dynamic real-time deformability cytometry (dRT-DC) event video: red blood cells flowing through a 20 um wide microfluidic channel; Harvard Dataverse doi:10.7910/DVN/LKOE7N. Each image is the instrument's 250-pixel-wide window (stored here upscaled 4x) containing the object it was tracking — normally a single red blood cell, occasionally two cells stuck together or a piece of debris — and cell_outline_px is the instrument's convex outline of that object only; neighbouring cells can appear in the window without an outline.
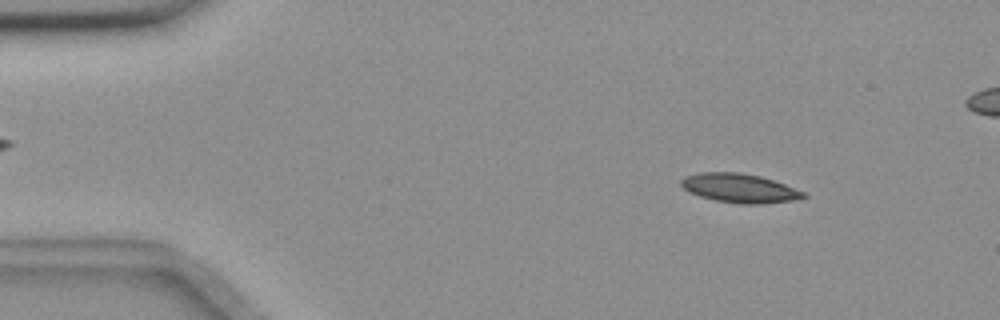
{"species": "common noctule bat (a hibernating species)", "species_latin": "Nyctalus noctula", "temperature_condition": "room temperature", "stored_images_in_passage": 6, "camera_frame_rate_fps": 3000, "um_per_image_px": 0.085, "animal": {"sex": "female", "body_mass_g": 18.4}, "frame": {"image": 1, "passage_image": 2, "time_ms": 1.0, "image_size_px": [1000, 320], "cell_outline_px": [[808, 196], [792, 200], [756, 204], [740, 204], [716, 200], [700, 196], [688, 192], [680, 184], [680, 180], [684, 176], [700, 172], [740, 172], [760, 176], [784, 184], [804, 192]], "centroid_in_image_um": [62.81, 15.98], "position_along_channel_um": 22.2, "area_um2": 20.52}}